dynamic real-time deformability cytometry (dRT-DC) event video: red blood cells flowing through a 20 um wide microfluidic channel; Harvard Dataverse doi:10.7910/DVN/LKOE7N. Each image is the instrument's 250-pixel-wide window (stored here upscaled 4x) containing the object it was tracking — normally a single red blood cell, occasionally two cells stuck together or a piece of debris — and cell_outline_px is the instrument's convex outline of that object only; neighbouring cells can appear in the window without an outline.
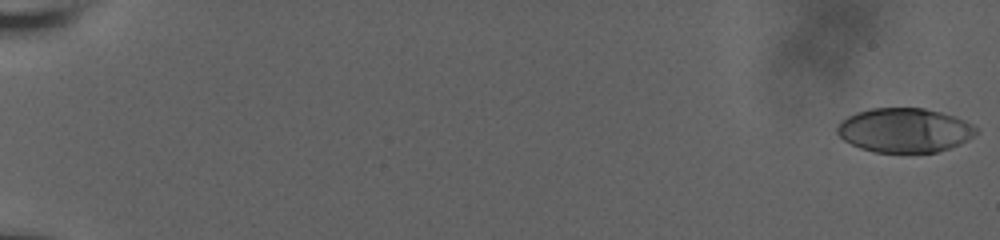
{"species": "human", "species_latin": "Homo sapiens", "temperature_condition": "room temperature", "stored_images_in_passage": 46, "camera_frame_rate_fps": 3000, "um_per_image_px": 0.085, "donor": {"sex": "male"}, "frame": {"image": 1, "passage_image": 1, "time_ms": 0.0, "image_size_px": [1000, 240], "cell_outline_px": [[980, 132], [960, 144], [936, 152], [872, 152], [860, 148], [844, 140], [836, 132], [836, 128], [848, 116], [856, 112], [868, 108], [924, 108], [956, 116], [972, 124]], "centroid_in_image_um": [76.9, 11.06], "position_along_channel_um": 8.1, "area_um2": 35.84}}
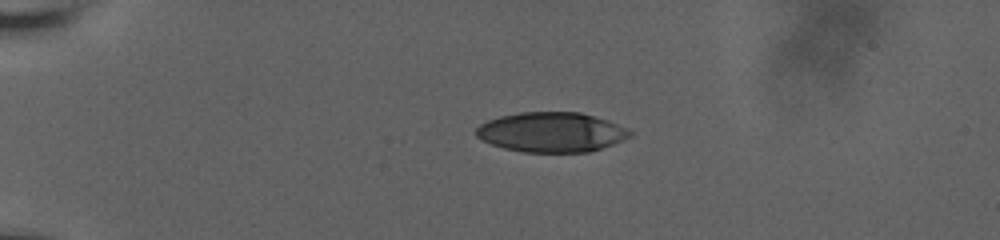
{"frame": {"image": 2, "passage_image": 32, "time_ms": 5.0, "image_size_px": [1000, 240], "cell_outline_px": [[632, 136], [612, 144], [588, 152], [524, 152], [504, 148], [492, 144], [476, 136], [476, 128], [480, 124], [488, 120], [500, 116], [520, 112], [580, 112], [608, 120], [628, 128], [632, 132]], "centroid_in_image_um": [46.88, 11.23], "position_along_channel_um": 38.1, "area_um2": 35.6}}